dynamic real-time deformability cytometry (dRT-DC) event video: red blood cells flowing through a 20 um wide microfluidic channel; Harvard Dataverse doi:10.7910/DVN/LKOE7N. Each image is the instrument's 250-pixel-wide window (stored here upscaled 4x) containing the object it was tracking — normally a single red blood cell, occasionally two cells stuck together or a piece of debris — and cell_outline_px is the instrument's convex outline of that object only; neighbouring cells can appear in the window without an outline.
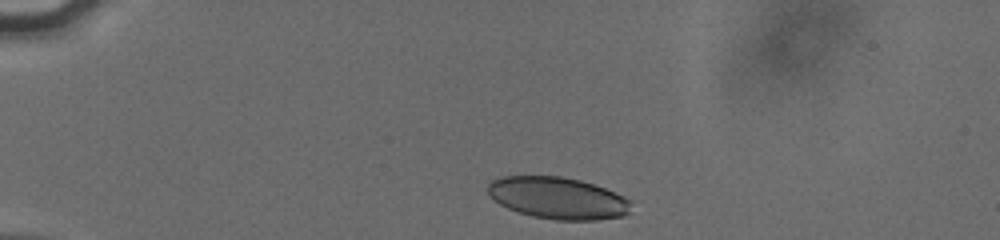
{"species": "human", "species_latin": "Homo sapiens", "temperature_condition": "cold", "stored_images_in_passage": 36, "camera_frame_rate_fps": 3000, "um_per_image_px": 0.085, "donor": {"sex": "male"}, "frame": {"image": 1, "passage_image": 2, "time_ms": 0.333, "image_size_px": [1000, 240], "cell_outline_px": [[632, 200], [628, 212], [624, 216], [596, 220], [556, 220], [532, 216], [508, 208], [492, 200], [488, 192], [488, 184], [492, 180], [500, 176], [560, 176], [580, 180], [604, 188], [624, 196]], "centroid_in_image_um": [47.4, 16.83], "position_along_channel_um": 37.6, "area_um2": 34.97}}
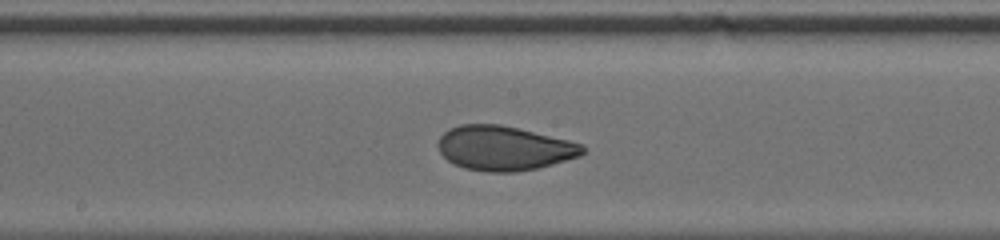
{"frame": {"image": 2, "passage_image": 20, "time_ms": 6.333, "image_size_px": [1000, 240], "cell_outline_px": [[588, 148], [580, 156], [552, 164], [536, 168], [516, 172], [488, 172], [464, 168], [448, 160], [440, 152], [436, 144], [440, 136], [448, 128], [460, 124], [500, 124], [568, 140], [584, 144]], "centroid_in_image_um": [42.84, 12.59], "position_along_channel_um": 205.4, "area_um2": 37.51}}
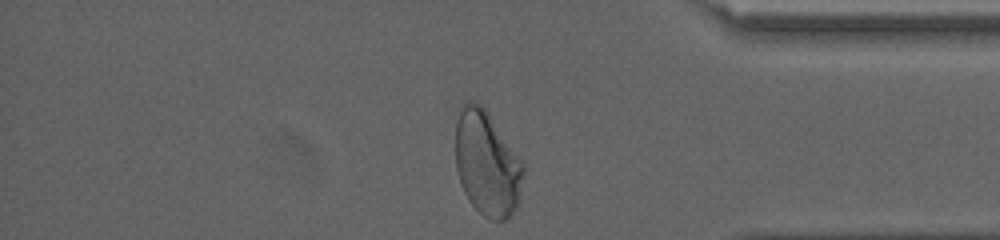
{"frame": {"image": 3, "passage_image": 36, "time_ms": 11.667, "image_size_px": [1000, 240], "cell_outline_px": [[524, 176], [516, 208], [504, 220], [492, 220], [484, 216], [468, 200], [460, 184], [456, 172], [456, 124], [460, 104], [468, 100], [472, 100], [480, 104], [484, 108], [524, 160]], "centroid_in_image_um": [41.39, 13.87], "position_along_channel_um": 393.8, "area_um2": 41.85}, "authors_computed_cell_mechanics": {"area_um2": 36.6452, "velocity_mm_per_s": 3.8184, "shape_relaxation_time_tau1_ms": 5.0593, "shape_relaxation_time_tau2_ms": 0.9554, "deformation_change_tau1": 0.1472, "deformation_change_tau2": 0.0524}}